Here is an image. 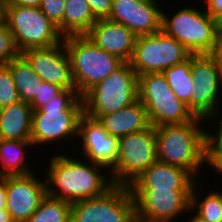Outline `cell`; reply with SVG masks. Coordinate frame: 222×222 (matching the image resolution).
<instances>
[{
  "mask_svg": "<svg viewBox=\"0 0 222 222\" xmlns=\"http://www.w3.org/2000/svg\"><path fill=\"white\" fill-rule=\"evenodd\" d=\"M157 0H112L108 20L125 25L137 37L161 31L162 10Z\"/></svg>",
  "mask_w": 222,
  "mask_h": 222,
  "instance_id": "2e32d148",
  "label": "cell"
},
{
  "mask_svg": "<svg viewBox=\"0 0 222 222\" xmlns=\"http://www.w3.org/2000/svg\"><path fill=\"white\" fill-rule=\"evenodd\" d=\"M138 99L154 127L183 124L196 117L172 92L162 73L138 75Z\"/></svg>",
  "mask_w": 222,
  "mask_h": 222,
  "instance_id": "52a82bcc",
  "label": "cell"
},
{
  "mask_svg": "<svg viewBox=\"0 0 222 222\" xmlns=\"http://www.w3.org/2000/svg\"><path fill=\"white\" fill-rule=\"evenodd\" d=\"M197 183L199 182L194 183L191 191L190 210L196 212L195 214L205 221L222 222V192L214 189L201 199L198 197V192H196L197 186L201 184L197 185Z\"/></svg>",
  "mask_w": 222,
  "mask_h": 222,
  "instance_id": "484cf974",
  "label": "cell"
},
{
  "mask_svg": "<svg viewBox=\"0 0 222 222\" xmlns=\"http://www.w3.org/2000/svg\"><path fill=\"white\" fill-rule=\"evenodd\" d=\"M191 218H189L186 222H208L203 220L201 217H199L198 215L194 214L190 216Z\"/></svg>",
  "mask_w": 222,
  "mask_h": 222,
  "instance_id": "60d3db41",
  "label": "cell"
},
{
  "mask_svg": "<svg viewBox=\"0 0 222 222\" xmlns=\"http://www.w3.org/2000/svg\"><path fill=\"white\" fill-rule=\"evenodd\" d=\"M6 208V176L0 175V209Z\"/></svg>",
  "mask_w": 222,
  "mask_h": 222,
  "instance_id": "8d00e7d4",
  "label": "cell"
},
{
  "mask_svg": "<svg viewBox=\"0 0 222 222\" xmlns=\"http://www.w3.org/2000/svg\"><path fill=\"white\" fill-rule=\"evenodd\" d=\"M197 180L186 170L156 161L129 185V189L192 190Z\"/></svg>",
  "mask_w": 222,
  "mask_h": 222,
  "instance_id": "d6986e66",
  "label": "cell"
},
{
  "mask_svg": "<svg viewBox=\"0 0 222 222\" xmlns=\"http://www.w3.org/2000/svg\"><path fill=\"white\" fill-rule=\"evenodd\" d=\"M6 24L20 53L58 45L64 39L58 26L39 7L6 5Z\"/></svg>",
  "mask_w": 222,
  "mask_h": 222,
  "instance_id": "ba28073f",
  "label": "cell"
},
{
  "mask_svg": "<svg viewBox=\"0 0 222 222\" xmlns=\"http://www.w3.org/2000/svg\"><path fill=\"white\" fill-rule=\"evenodd\" d=\"M70 222H136L129 187L114 185L102 196L72 202Z\"/></svg>",
  "mask_w": 222,
  "mask_h": 222,
  "instance_id": "8fae6325",
  "label": "cell"
},
{
  "mask_svg": "<svg viewBox=\"0 0 222 222\" xmlns=\"http://www.w3.org/2000/svg\"><path fill=\"white\" fill-rule=\"evenodd\" d=\"M77 93L82 96L97 83L121 68L125 62L95 45L85 35L64 37Z\"/></svg>",
  "mask_w": 222,
  "mask_h": 222,
  "instance_id": "277c9868",
  "label": "cell"
},
{
  "mask_svg": "<svg viewBox=\"0 0 222 222\" xmlns=\"http://www.w3.org/2000/svg\"><path fill=\"white\" fill-rule=\"evenodd\" d=\"M6 0H0V27L6 24Z\"/></svg>",
  "mask_w": 222,
  "mask_h": 222,
  "instance_id": "74e56055",
  "label": "cell"
},
{
  "mask_svg": "<svg viewBox=\"0 0 222 222\" xmlns=\"http://www.w3.org/2000/svg\"><path fill=\"white\" fill-rule=\"evenodd\" d=\"M217 118L216 133L204 130V164L213 170L222 162V114Z\"/></svg>",
  "mask_w": 222,
  "mask_h": 222,
  "instance_id": "83f0119b",
  "label": "cell"
},
{
  "mask_svg": "<svg viewBox=\"0 0 222 222\" xmlns=\"http://www.w3.org/2000/svg\"><path fill=\"white\" fill-rule=\"evenodd\" d=\"M36 172L6 176V209L14 222H26L47 195L46 180Z\"/></svg>",
  "mask_w": 222,
  "mask_h": 222,
  "instance_id": "5bb4252c",
  "label": "cell"
},
{
  "mask_svg": "<svg viewBox=\"0 0 222 222\" xmlns=\"http://www.w3.org/2000/svg\"><path fill=\"white\" fill-rule=\"evenodd\" d=\"M202 122L196 117L183 124L155 127L157 161L180 167L198 180L205 166Z\"/></svg>",
  "mask_w": 222,
  "mask_h": 222,
  "instance_id": "3957f363",
  "label": "cell"
},
{
  "mask_svg": "<svg viewBox=\"0 0 222 222\" xmlns=\"http://www.w3.org/2000/svg\"><path fill=\"white\" fill-rule=\"evenodd\" d=\"M83 160L68 154L53 155L45 174L47 195L72 203L102 196L114 186L104 166Z\"/></svg>",
  "mask_w": 222,
  "mask_h": 222,
  "instance_id": "6da1fadb",
  "label": "cell"
},
{
  "mask_svg": "<svg viewBox=\"0 0 222 222\" xmlns=\"http://www.w3.org/2000/svg\"><path fill=\"white\" fill-rule=\"evenodd\" d=\"M192 190L130 189L136 222H172L190 211Z\"/></svg>",
  "mask_w": 222,
  "mask_h": 222,
  "instance_id": "4fadbf2b",
  "label": "cell"
},
{
  "mask_svg": "<svg viewBox=\"0 0 222 222\" xmlns=\"http://www.w3.org/2000/svg\"><path fill=\"white\" fill-rule=\"evenodd\" d=\"M209 55L215 60L219 75L222 79V39L217 40L215 47Z\"/></svg>",
  "mask_w": 222,
  "mask_h": 222,
  "instance_id": "e575fe53",
  "label": "cell"
},
{
  "mask_svg": "<svg viewBox=\"0 0 222 222\" xmlns=\"http://www.w3.org/2000/svg\"><path fill=\"white\" fill-rule=\"evenodd\" d=\"M63 89L55 84L40 81L39 90L36 98L30 103L33 110H37L42 105L49 103L58 95Z\"/></svg>",
  "mask_w": 222,
  "mask_h": 222,
  "instance_id": "1f68e13d",
  "label": "cell"
},
{
  "mask_svg": "<svg viewBox=\"0 0 222 222\" xmlns=\"http://www.w3.org/2000/svg\"><path fill=\"white\" fill-rule=\"evenodd\" d=\"M33 109L29 103L18 101L0 109V138L31 140Z\"/></svg>",
  "mask_w": 222,
  "mask_h": 222,
  "instance_id": "44dd1931",
  "label": "cell"
},
{
  "mask_svg": "<svg viewBox=\"0 0 222 222\" xmlns=\"http://www.w3.org/2000/svg\"><path fill=\"white\" fill-rule=\"evenodd\" d=\"M0 222H14L7 209H0Z\"/></svg>",
  "mask_w": 222,
  "mask_h": 222,
  "instance_id": "ab89813d",
  "label": "cell"
},
{
  "mask_svg": "<svg viewBox=\"0 0 222 222\" xmlns=\"http://www.w3.org/2000/svg\"><path fill=\"white\" fill-rule=\"evenodd\" d=\"M7 66L11 70L20 100L30 104L38 95L40 77L21 55Z\"/></svg>",
  "mask_w": 222,
  "mask_h": 222,
  "instance_id": "cb8c5ba5",
  "label": "cell"
},
{
  "mask_svg": "<svg viewBox=\"0 0 222 222\" xmlns=\"http://www.w3.org/2000/svg\"><path fill=\"white\" fill-rule=\"evenodd\" d=\"M19 52L14 36L7 24L0 27V65H7L11 60L18 58Z\"/></svg>",
  "mask_w": 222,
  "mask_h": 222,
  "instance_id": "f546056e",
  "label": "cell"
},
{
  "mask_svg": "<svg viewBox=\"0 0 222 222\" xmlns=\"http://www.w3.org/2000/svg\"><path fill=\"white\" fill-rule=\"evenodd\" d=\"M169 16L162 10L161 30L165 34L179 41L192 55L212 52L217 43L216 20L204 7L200 10L186 6Z\"/></svg>",
  "mask_w": 222,
  "mask_h": 222,
  "instance_id": "8992f818",
  "label": "cell"
},
{
  "mask_svg": "<svg viewBox=\"0 0 222 222\" xmlns=\"http://www.w3.org/2000/svg\"><path fill=\"white\" fill-rule=\"evenodd\" d=\"M71 202L46 195L26 222H70Z\"/></svg>",
  "mask_w": 222,
  "mask_h": 222,
  "instance_id": "4316f807",
  "label": "cell"
},
{
  "mask_svg": "<svg viewBox=\"0 0 222 222\" xmlns=\"http://www.w3.org/2000/svg\"><path fill=\"white\" fill-rule=\"evenodd\" d=\"M96 21L86 0H65L64 37L85 35Z\"/></svg>",
  "mask_w": 222,
  "mask_h": 222,
  "instance_id": "603a6c76",
  "label": "cell"
},
{
  "mask_svg": "<svg viewBox=\"0 0 222 222\" xmlns=\"http://www.w3.org/2000/svg\"><path fill=\"white\" fill-rule=\"evenodd\" d=\"M97 120L110 135L118 138L142 131L151 125L147 111L139 99L117 112L100 116Z\"/></svg>",
  "mask_w": 222,
  "mask_h": 222,
  "instance_id": "ffe728a7",
  "label": "cell"
},
{
  "mask_svg": "<svg viewBox=\"0 0 222 222\" xmlns=\"http://www.w3.org/2000/svg\"><path fill=\"white\" fill-rule=\"evenodd\" d=\"M30 146H34L31 140L0 138V175H26L34 172L31 170L29 162L26 161V152L29 151Z\"/></svg>",
  "mask_w": 222,
  "mask_h": 222,
  "instance_id": "7402d4cb",
  "label": "cell"
},
{
  "mask_svg": "<svg viewBox=\"0 0 222 222\" xmlns=\"http://www.w3.org/2000/svg\"><path fill=\"white\" fill-rule=\"evenodd\" d=\"M206 4L205 11L213 18L216 19L222 14V0H203Z\"/></svg>",
  "mask_w": 222,
  "mask_h": 222,
  "instance_id": "836d02e7",
  "label": "cell"
},
{
  "mask_svg": "<svg viewBox=\"0 0 222 222\" xmlns=\"http://www.w3.org/2000/svg\"><path fill=\"white\" fill-rule=\"evenodd\" d=\"M90 6L93 16L97 19H108L111 8L112 0H86Z\"/></svg>",
  "mask_w": 222,
  "mask_h": 222,
  "instance_id": "d6a6232c",
  "label": "cell"
},
{
  "mask_svg": "<svg viewBox=\"0 0 222 222\" xmlns=\"http://www.w3.org/2000/svg\"><path fill=\"white\" fill-rule=\"evenodd\" d=\"M157 161L156 128L129 133L118 139V159L110 169L114 185L128 186Z\"/></svg>",
  "mask_w": 222,
  "mask_h": 222,
  "instance_id": "9c48e42d",
  "label": "cell"
},
{
  "mask_svg": "<svg viewBox=\"0 0 222 222\" xmlns=\"http://www.w3.org/2000/svg\"><path fill=\"white\" fill-rule=\"evenodd\" d=\"M214 171L217 172V175L221 174L220 176H222V162L214 169Z\"/></svg>",
  "mask_w": 222,
  "mask_h": 222,
  "instance_id": "b9f144b4",
  "label": "cell"
},
{
  "mask_svg": "<svg viewBox=\"0 0 222 222\" xmlns=\"http://www.w3.org/2000/svg\"><path fill=\"white\" fill-rule=\"evenodd\" d=\"M173 94L189 108L193 78L191 74V57L183 63L174 65L162 72Z\"/></svg>",
  "mask_w": 222,
  "mask_h": 222,
  "instance_id": "d4e9b609",
  "label": "cell"
},
{
  "mask_svg": "<svg viewBox=\"0 0 222 222\" xmlns=\"http://www.w3.org/2000/svg\"><path fill=\"white\" fill-rule=\"evenodd\" d=\"M193 88L189 100V110L195 117L208 123L219 116L222 79L215 60L209 54L191 56ZM214 119V120H213ZM211 120V121H210Z\"/></svg>",
  "mask_w": 222,
  "mask_h": 222,
  "instance_id": "7c38bea8",
  "label": "cell"
},
{
  "mask_svg": "<svg viewBox=\"0 0 222 222\" xmlns=\"http://www.w3.org/2000/svg\"><path fill=\"white\" fill-rule=\"evenodd\" d=\"M39 8L50 21L58 26L59 32L63 35L65 0H42Z\"/></svg>",
  "mask_w": 222,
  "mask_h": 222,
  "instance_id": "4dcf8cb0",
  "label": "cell"
},
{
  "mask_svg": "<svg viewBox=\"0 0 222 222\" xmlns=\"http://www.w3.org/2000/svg\"><path fill=\"white\" fill-rule=\"evenodd\" d=\"M216 36L217 40L222 39V14L216 19Z\"/></svg>",
  "mask_w": 222,
  "mask_h": 222,
  "instance_id": "f35d334b",
  "label": "cell"
},
{
  "mask_svg": "<svg viewBox=\"0 0 222 222\" xmlns=\"http://www.w3.org/2000/svg\"><path fill=\"white\" fill-rule=\"evenodd\" d=\"M31 68L44 82L55 84L62 89L76 90L70 59L64 43L28 49L21 53Z\"/></svg>",
  "mask_w": 222,
  "mask_h": 222,
  "instance_id": "9a60e30c",
  "label": "cell"
},
{
  "mask_svg": "<svg viewBox=\"0 0 222 222\" xmlns=\"http://www.w3.org/2000/svg\"><path fill=\"white\" fill-rule=\"evenodd\" d=\"M20 101L13 82L11 70L7 65H0V109Z\"/></svg>",
  "mask_w": 222,
  "mask_h": 222,
  "instance_id": "f1b7e54d",
  "label": "cell"
},
{
  "mask_svg": "<svg viewBox=\"0 0 222 222\" xmlns=\"http://www.w3.org/2000/svg\"><path fill=\"white\" fill-rule=\"evenodd\" d=\"M84 115L97 120L117 112L138 99V75L125 63L82 96Z\"/></svg>",
  "mask_w": 222,
  "mask_h": 222,
  "instance_id": "5b68a950",
  "label": "cell"
},
{
  "mask_svg": "<svg viewBox=\"0 0 222 222\" xmlns=\"http://www.w3.org/2000/svg\"><path fill=\"white\" fill-rule=\"evenodd\" d=\"M99 48L129 63L137 36L125 25L108 19L97 20L85 34Z\"/></svg>",
  "mask_w": 222,
  "mask_h": 222,
  "instance_id": "ac0fdd59",
  "label": "cell"
},
{
  "mask_svg": "<svg viewBox=\"0 0 222 222\" xmlns=\"http://www.w3.org/2000/svg\"><path fill=\"white\" fill-rule=\"evenodd\" d=\"M42 0H7V5H19L25 7H40Z\"/></svg>",
  "mask_w": 222,
  "mask_h": 222,
  "instance_id": "d590c367",
  "label": "cell"
},
{
  "mask_svg": "<svg viewBox=\"0 0 222 222\" xmlns=\"http://www.w3.org/2000/svg\"><path fill=\"white\" fill-rule=\"evenodd\" d=\"M78 140H81L86 160L110 170L118 159V137L110 135L98 120L83 115L79 121Z\"/></svg>",
  "mask_w": 222,
  "mask_h": 222,
  "instance_id": "e0dca14e",
  "label": "cell"
},
{
  "mask_svg": "<svg viewBox=\"0 0 222 222\" xmlns=\"http://www.w3.org/2000/svg\"><path fill=\"white\" fill-rule=\"evenodd\" d=\"M192 56L191 52L175 38L162 30L136 39L133 56L129 62L137 75L162 73Z\"/></svg>",
  "mask_w": 222,
  "mask_h": 222,
  "instance_id": "30bf717a",
  "label": "cell"
},
{
  "mask_svg": "<svg viewBox=\"0 0 222 222\" xmlns=\"http://www.w3.org/2000/svg\"><path fill=\"white\" fill-rule=\"evenodd\" d=\"M83 115V101L77 90L63 89L49 103L33 110V145L60 143L68 139L70 141V137L72 140L76 139L79 121Z\"/></svg>",
  "mask_w": 222,
  "mask_h": 222,
  "instance_id": "7a4b0ae2",
  "label": "cell"
}]
</instances>
